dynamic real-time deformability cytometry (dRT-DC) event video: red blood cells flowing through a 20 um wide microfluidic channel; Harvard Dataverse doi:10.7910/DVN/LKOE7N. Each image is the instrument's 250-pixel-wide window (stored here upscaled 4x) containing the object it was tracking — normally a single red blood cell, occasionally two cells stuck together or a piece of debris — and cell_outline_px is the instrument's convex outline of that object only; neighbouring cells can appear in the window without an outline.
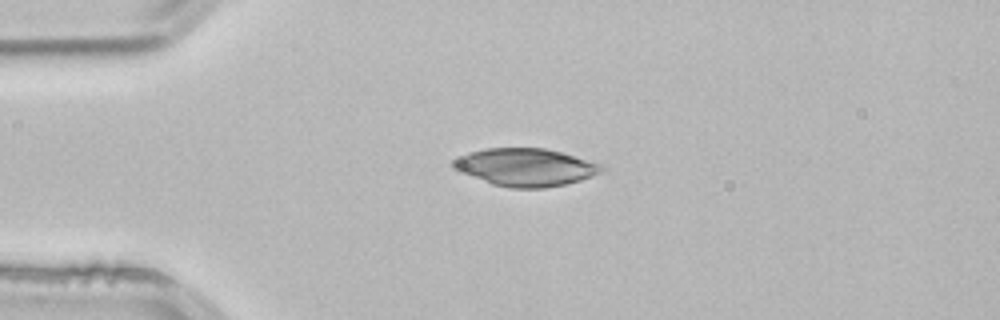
{"species": "common noctule bat (a hibernating species)", "species_latin": "Nyctalus noctula", "temperature_condition": "room temperature", "stored_images_in_passage": 2, "camera_frame_rate_fps": 3000, "um_per_image_px": 0.085, "animal": {"sex": "male", "body_mass_g": 21.5, "forearm_length_mm": 52.0}, "frame": {"image": 1, "passage_image": 1, "time_ms": 0.0, "image_size_px": [1000, 320], "cell_outline_px": [[604, 168], [600, 172], [592, 176], [580, 180], [564, 184], [544, 188], [512, 188], [492, 184], [460, 172], [452, 168], [452, 160], [468, 152], [484, 148], [544, 148], [560, 152], [604, 164]], "centroid_in_image_um": [44.65, 14.21], "position_along_channel_um": 40.3, "area_um2": 32.54}}